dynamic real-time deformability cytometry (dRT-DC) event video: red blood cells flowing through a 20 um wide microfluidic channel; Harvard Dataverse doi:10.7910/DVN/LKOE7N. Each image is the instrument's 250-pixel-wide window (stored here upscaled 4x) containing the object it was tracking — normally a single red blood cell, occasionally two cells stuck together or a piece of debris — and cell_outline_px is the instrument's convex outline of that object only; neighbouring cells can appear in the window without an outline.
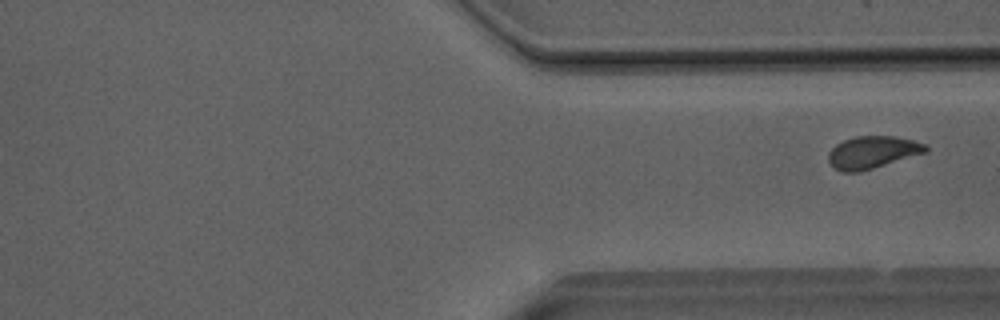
{"species": "Egyptian fruit bat (a non-hibernating species)", "species_latin": "Rousettus aegyptiacus", "temperature_condition": "room temperature", "stored_images_in_passage": 31, "camera_frame_rate_fps": 3000, "um_per_image_px": 0.085, "animal": {"sex": "male"}, "frame": {"image": 1, "passage_image": 31, "time_ms": 10.0, "image_size_px": [1000, 320], "cell_outline_px": [[928, 152], [860, 172], [844, 172], [836, 168], [828, 160], [828, 152], [836, 144], [844, 140], [856, 136], [896, 136], [928, 144]], "centroid_in_image_um": [74.2, 12.93], "position_along_channel_um": 337.2, "area_um2": 18.38}}